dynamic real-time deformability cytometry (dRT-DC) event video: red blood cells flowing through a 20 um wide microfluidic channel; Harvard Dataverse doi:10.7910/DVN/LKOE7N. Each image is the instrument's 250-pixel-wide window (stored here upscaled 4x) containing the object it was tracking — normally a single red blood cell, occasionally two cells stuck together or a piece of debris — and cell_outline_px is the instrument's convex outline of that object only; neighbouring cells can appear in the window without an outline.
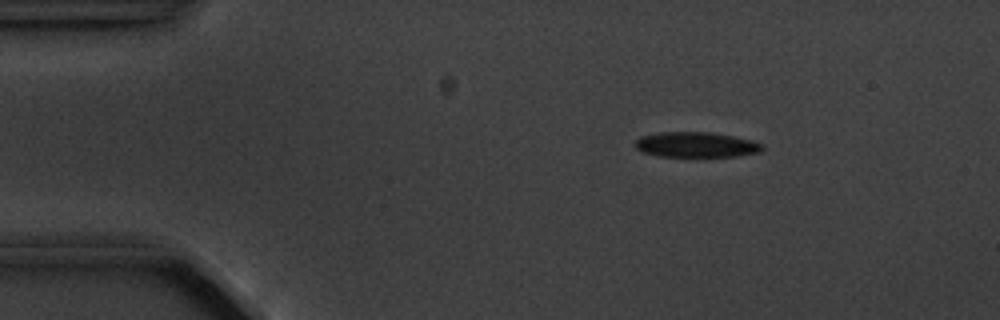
{"species": "common noctule bat (a hibernating species)", "species_latin": "Nyctalus noctula", "temperature_condition": "cold", "stored_images_in_passage": 4, "camera_frame_rate_fps": 3000, "um_per_image_px": 0.085, "animal": {"sex": "male", "body_mass_g": 20.1, "forearm_length_mm": 53.5}, "frame": {"image": 1, "passage_image": 2, "time_ms": 1.0, "image_size_px": [1000, 320], "cell_outline_px": [[764, 148], [760, 152], [736, 156], [656, 156], [644, 152], [636, 148], [636, 140], [640, 136], [660, 132], [712, 132], [752, 140], [764, 144]], "centroid_in_image_um": [59.19, 12.29], "position_along_channel_um": 25.8, "area_um2": 18.67}}